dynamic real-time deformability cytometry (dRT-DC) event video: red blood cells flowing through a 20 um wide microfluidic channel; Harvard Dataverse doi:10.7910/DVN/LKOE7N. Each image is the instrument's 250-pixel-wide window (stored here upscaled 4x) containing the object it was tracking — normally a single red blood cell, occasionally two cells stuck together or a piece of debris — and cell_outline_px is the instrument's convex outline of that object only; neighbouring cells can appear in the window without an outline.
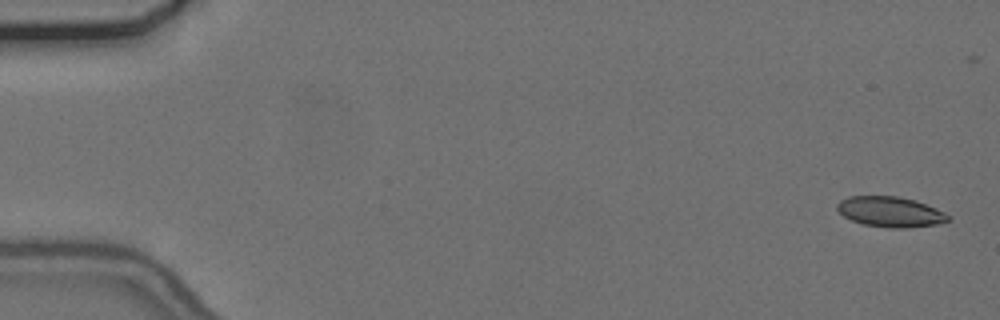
{"species": "common noctule bat (a hibernating species)", "species_latin": "Nyctalus noctula", "temperature_condition": "cold", "stored_images_in_passage": 55, "camera_frame_rate_fps": 3000, "um_per_image_px": 0.085, "animal": {"sex": "female", "body_mass_g": 24.6, "forearm_length_mm": 56.2}, "frame": {"image": 1, "passage_image": 1, "time_ms": 0.0, "image_size_px": [1000, 320], "cell_outline_px": [[948, 220], [936, 224], [908, 228], [888, 228], [864, 224], [852, 220], [844, 216], [836, 208], [836, 204], [840, 200], [848, 196], [900, 196], [916, 200], [936, 208], [944, 212], [948, 216]], "centroid_in_image_um": [75.65, 17.99], "position_along_channel_um": 9.3, "area_um2": 19.59}}
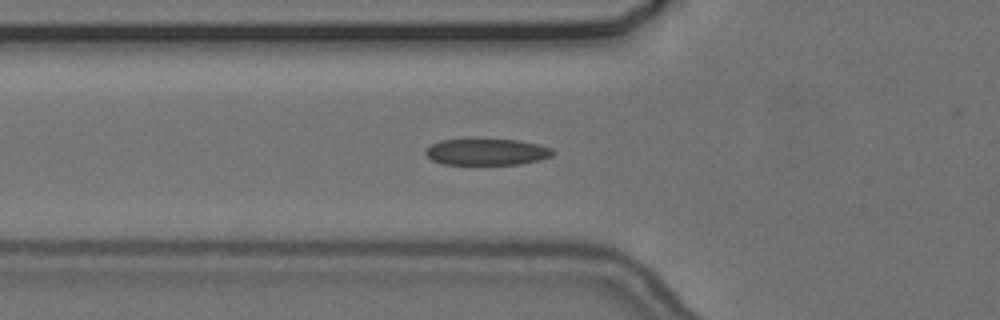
{"frame": {"image": 2, "passage_image": 19, "time_ms": 6.0, "image_size_px": [1000, 320], "cell_outline_px": [[556, 152], [552, 156], [540, 160], [520, 164], [444, 164], [432, 160], [424, 152], [432, 144], [440, 140], [520, 140], [552, 148]], "centroid_in_image_um": [41.42, 12.92], "position_along_channel_um": 84.4, "area_um2": 19.36}}
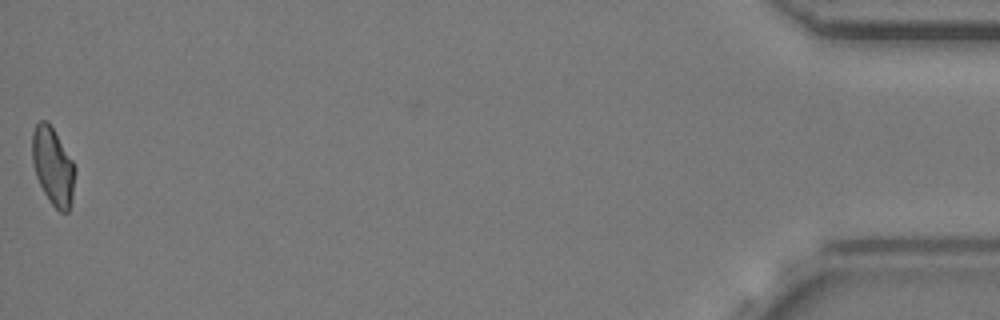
{"frame": {"image": 3, "passage_image": 55, "time_ms": 18.0, "image_size_px": [1000, 320], "cell_outline_px": [[76, 172], [72, 200], [68, 212], [60, 212], [48, 200], [36, 176], [32, 164], [32, 132], [36, 124], [40, 120], [48, 120], [72, 160], [76, 168]], "centroid_in_image_um": [4.5, 14.13], "position_along_channel_um": 430.7, "area_um2": 19.48}, "authors_computed_cell_mechanics": {"area_um2": 20.0566, "velocity_mm_per_s": 3.6822, "shape_relaxation_time_tau1_ms": 10.629, "shape_relaxation_time_tau2_ms": 2.9375, "deformation_change_tau1": 0.2136, "deformation_change_tau2": 0.1034}}